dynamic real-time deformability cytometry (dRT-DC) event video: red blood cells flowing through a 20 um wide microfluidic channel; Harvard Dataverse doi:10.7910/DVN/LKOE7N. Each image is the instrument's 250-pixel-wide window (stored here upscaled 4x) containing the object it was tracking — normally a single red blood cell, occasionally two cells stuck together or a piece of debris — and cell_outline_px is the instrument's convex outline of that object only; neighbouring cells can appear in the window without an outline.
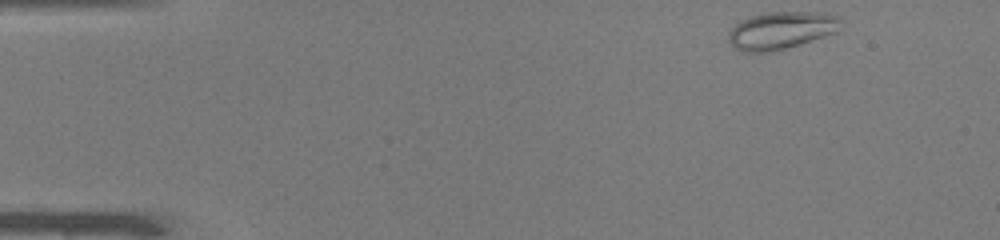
{"species": "common noctule bat (a hibernating species)", "species_latin": "Nyctalus noctula", "temperature_condition": "warm", "stored_images_in_passage": 45, "camera_frame_rate_fps": 3000, "um_per_image_px": 0.085, "animal": {"sex": "male", "body_mass_g": 19.0, "forearm_length_mm": 50.8}, "frame": {"image": 1, "passage_image": 1, "time_ms": 0.0, "image_size_px": [1000, 240], "cell_outline_px": [[844, 20], [836, 32], [800, 44], [768, 52], [744, 52], [736, 48], [728, 40], [728, 32], [740, 20], [752, 16], [768, 12], [828, 12], [840, 16]], "centroid_in_image_um": [66.44, 2.56], "position_along_channel_um": 18.6, "area_um2": 24.57}}
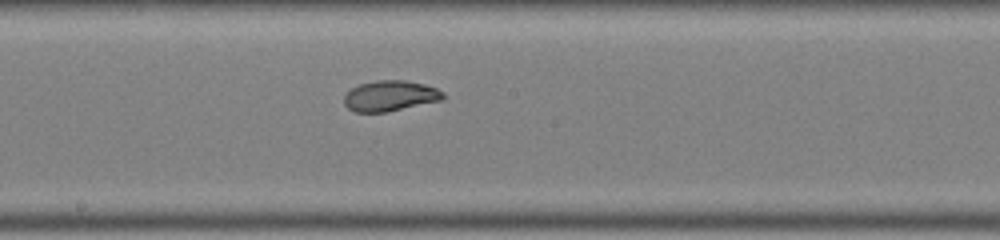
{"frame": {"image": 2, "passage_image": 23, "time_ms": 7.333, "image_size_px": [1000, 240], "cell_outline_px": [[444, 100], [384, 112], [356, 112], [348, 108], [344, 104], [344, 96], [352, 88], [360, 84], [376, 80], [404, 80], [424, 84], [436, 88], [444, 92]], "centroid_in_image_um": [33.18, 8.14], "position_along_channel_um": 215.0, "area_um2": 17.57}}
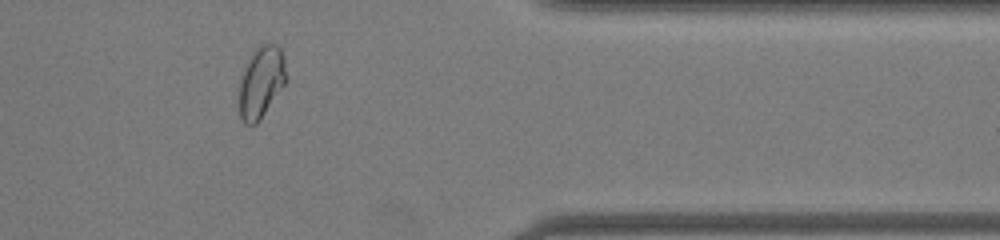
{"frame": {"image": 3, "passage_image": 37, "time_ms": 12.0, "image_size_px": [1000, 240], "cell_outline_px": [[288, 80], [260, 120], [256, 124], [244, 124], [240, 116], [240, 80], [244, 68], [252, 52], [260, 44], [276, 44], [280, 48], [284, 56], [288, 76]], "centroid_in_image_um": [22.24, 6.96], "position_along_channel_um": 389.2, "area_um2": 19.77}, "authors_computed_cell_mechanics": {"area_um2": 19.7676, "velocity_mm_per_s": 4.0711, "shape_relaxation_time_tau1_ms": 10.8475, "shape_relaxation_time_tau2_ms": 0.9981, "deformation_change_tau1": 0.279, "deformation_change_tau2": 0.0473}}